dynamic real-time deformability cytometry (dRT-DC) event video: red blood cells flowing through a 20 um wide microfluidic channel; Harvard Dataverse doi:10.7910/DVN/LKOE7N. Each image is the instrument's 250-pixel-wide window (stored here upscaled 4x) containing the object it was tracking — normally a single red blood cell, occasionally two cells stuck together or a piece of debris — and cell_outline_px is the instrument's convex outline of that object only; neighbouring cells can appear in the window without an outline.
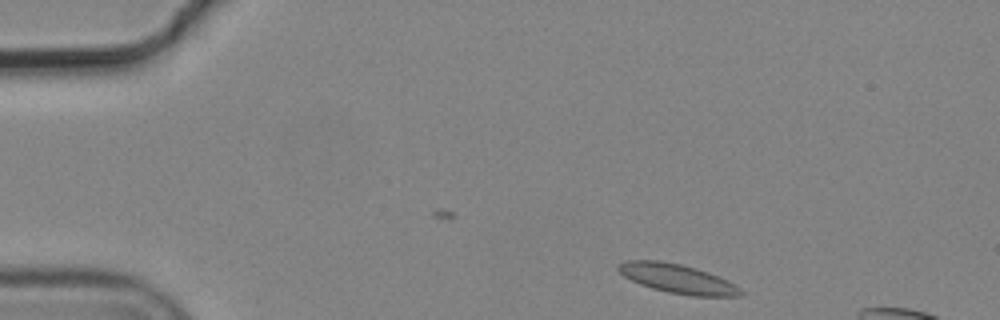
{"species": "common noctule bat (a hibernating species)", "species_latin": "Nyctalus noctula", "temperature_condition": "cold", "stored_images_in_passage": 4, "camera_frame_rate_fps": 3000, "um_per_image_px": 0.085, "animal": {"sex": "male", "body_mass_g": 19.2, "forearm_length_mm": 51.8}, "frame": {"image": 1, "passage_image": 1, "time_ms": 0.0, "image_size_px": [1000, 320], "cell_outline_px": [[744, 292], [740, 296], [688, 296], [668, 292], [652, 288], [640, 284], [624, 276], [616, 268], [620, 264], [628, 260], [660, 260], [680, 264], [696, 268], [708, 272], [728, 280], [736, 284]], "centroid_in_image_um": [57.62, 23.69], "position_along_channel_um": 27.4, "area_um2": 20.81}}